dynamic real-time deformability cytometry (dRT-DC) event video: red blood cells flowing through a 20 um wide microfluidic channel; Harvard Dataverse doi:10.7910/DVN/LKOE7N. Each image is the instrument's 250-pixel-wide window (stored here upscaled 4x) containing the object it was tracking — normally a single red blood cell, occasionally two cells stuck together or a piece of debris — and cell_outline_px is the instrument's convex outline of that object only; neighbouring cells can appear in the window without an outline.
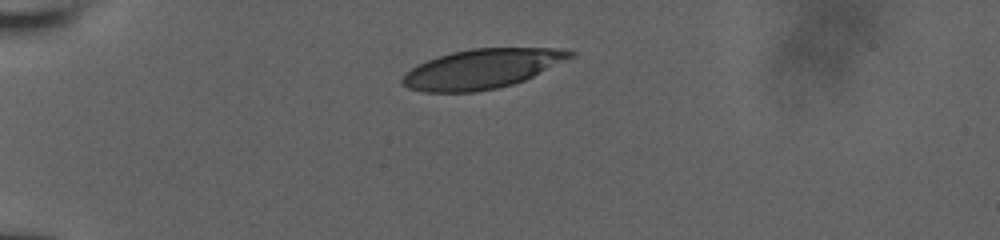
{"species": "human", "species_latin": "Homo sapiens", "temperature_condition": "room temperature", "stored_images_in_passage": 33, "camera_frame_rate_fps": 3000, "um_per_image_px": 0.085, "donor": {"sex": "male"}, "frame": {"image": 1, "passage_image": 1, "time_ms": 0.0, "image_size_px": [1000, 240], "cell_outline_px": [[576, 56], [524, 80], [512, 84], [496, 88], [472, 92], [424, 92], [408, 88], [400, 80], [416, 64], [452, 52], [472, 48], [564, 48], [576, 52]], "centroid_in_image_um": [41.01, 5.84], "position_along_channel_um": 44.0, "area_um2": 38.49}}
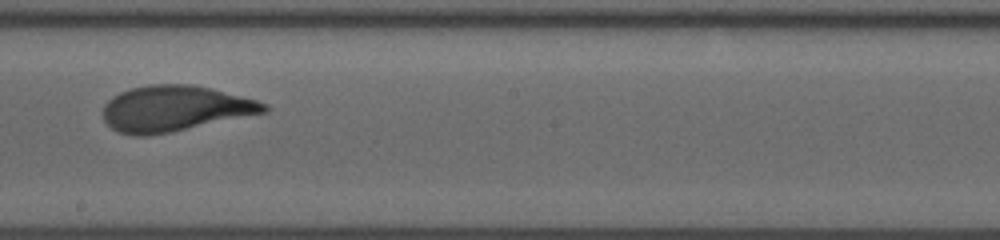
{"frame": {"image": 2, "passage_image": 19, "time_ms": 6.0, "image_size_px": [1000, 240], "cell_outline_px": [[268, 112], [148, 136], [136, 136], [120, 132], [112, 128], [104, 120], [104, 104], [112, 96], [120, 92], [132, 88], [148, 84], [192, 84], [212, 88], [256, 100], [268, 104]], "centroid_in_image_um": [14.85, 9.21], "position_along_channel_um": 233.3, "area_um2": 42.66}}
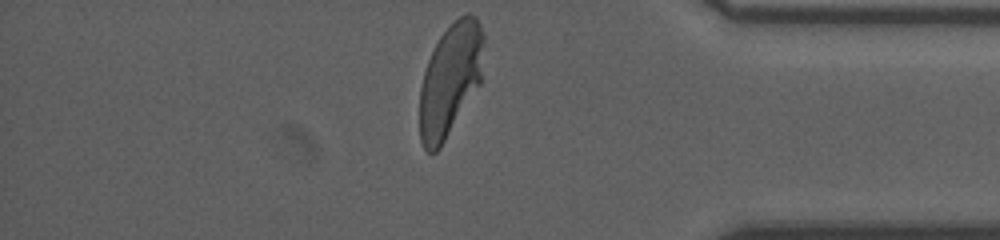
{"frame": {"image": 3, "passage_image": 33, "time_ms": 10.667, "image_size_px": [1000, 240], "cell_outline_px": [[484, 40], [480, 84], [440, 148], [436, 152], [428, 152], [424, 148], [420, 140], [420, 88], [424, 72], [428, 60], [440, 36], [460, 16], [468, 12], [476, 16], [484, 32]], "centroid_in_image_um": [38.28, 6.78], "position_along_channel_um": 396.9, "area_um2": 41.79}, "authors_computed_cell_mechanics": {"area_um2": 42.194, "velocity_mm_per_s": 3.9127, "shape_relaxation_time_tau1_ms": 3.9626, "shape_relaxation_time_tau2_ms": null, "deformation_change_tau1": 0.1819, "deformation_change_tau2": null}}